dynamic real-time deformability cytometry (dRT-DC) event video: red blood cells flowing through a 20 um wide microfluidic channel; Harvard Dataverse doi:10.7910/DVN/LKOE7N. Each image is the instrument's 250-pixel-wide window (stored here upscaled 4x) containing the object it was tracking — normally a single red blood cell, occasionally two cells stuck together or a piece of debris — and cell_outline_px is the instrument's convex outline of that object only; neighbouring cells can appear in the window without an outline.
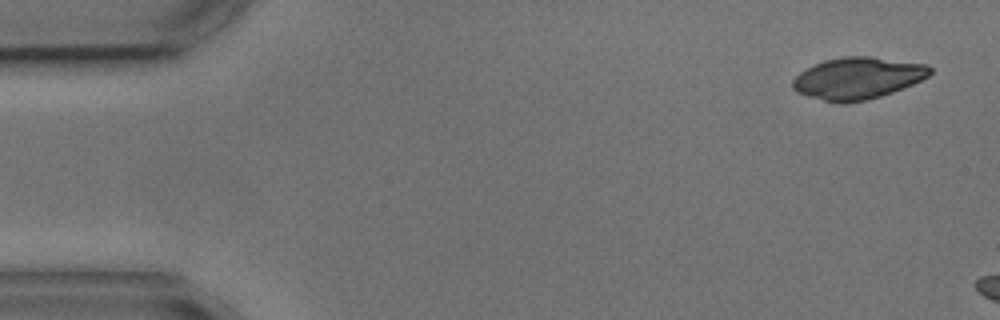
{"species": "common noctule bat (a hibernating species)", "species_latin": "Nyctalus noctula", "temperature_condition": "cold", "stored_images_in_passage": 5, "camera_frame_rate_fps": 3000, "um_per_image_px": 0.085, "animal": {"sex": "male", "body_mass_g": 17.9, "forearm_length_mm": 54.2}, "frame": {"image": 1, "passage_image": 1, "time_ms": 0.0, "image_size_px": [1000, 320], "cell_outline_px": [[932, 72], [928, 76], [912, 84], [892, 92], [880, 96], [864, 100], [844, 104], [840, 104], [808, 96], [796, 92], [792, 88], [792, 80], [800, 72], [824, 60], [844, 56], [868, 56], [928, 64], [932, 68]], "centroid_in_image_um": [72.9, 6.64], "position_along_channel_um": 12.1, "area_um2": 33.35}}